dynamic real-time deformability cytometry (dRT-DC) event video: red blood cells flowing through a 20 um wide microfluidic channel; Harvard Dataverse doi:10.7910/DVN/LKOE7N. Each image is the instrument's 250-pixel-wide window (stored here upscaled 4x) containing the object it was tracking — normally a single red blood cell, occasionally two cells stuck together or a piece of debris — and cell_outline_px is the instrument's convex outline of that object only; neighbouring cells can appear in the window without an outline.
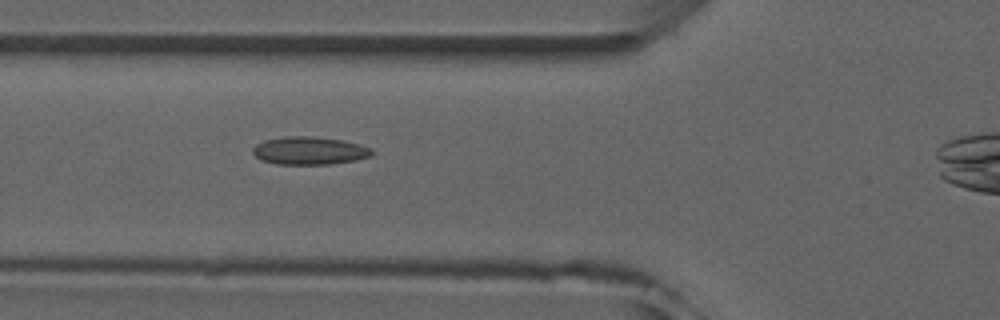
{"species": "common noctule bat (a hibernating species)", "species_latin": "Nyctalus noctula", "temperature_condition": "room temperature", "stored_images_in_passage": 3, "camera_frame_rate_fps": 3000, "um_per_image_px": 0.085, "animal": {"sex": "male", "forearm_length_mm": 52.5}, "frame": {"image": 1, "passage_image": 2, "time_ms": 1.0, "image_size_px": [1000, 320], "cell_outline_px": [[372, 156], [356, 160], [332, 164], [276, 164], [260, 160], [252, 152], [252, 148], [256, 144], [264, 140], [284, 136], [312, 136], [340, 140], [360, 144], [372, 148]], "centroid_in_image_um": [26.28, 12.81], "position_along_channel_um": 99.5, "area_um2": 19.48}}